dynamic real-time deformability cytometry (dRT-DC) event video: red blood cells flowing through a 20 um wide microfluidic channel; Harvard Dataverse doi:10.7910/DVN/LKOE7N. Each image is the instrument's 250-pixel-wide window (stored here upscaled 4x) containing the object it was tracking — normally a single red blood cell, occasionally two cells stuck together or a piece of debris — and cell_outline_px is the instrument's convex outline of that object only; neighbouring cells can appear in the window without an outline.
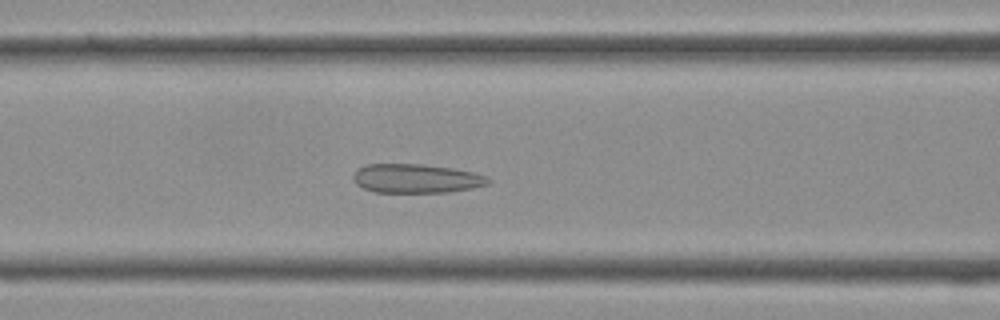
{"species": "Egyptian fruit bat (a non-hibernating species)", "species_latin": "Rousettus aegyptiacus", "temperature_condition": "cold", "stored_images_in_passage": 38, "camera_frame_rate_fps": 3000, "um_per_image_px": 0.085, "frame": {"image": 1, "passage_image": 15, "time_ms": 4.667, "image_size_px": [1000, 320], "cell_outline_px": [[492, 180], [488, 184], [472, 188], [448, 192], [376, 192], [364, 188], [356, 184], [352, 180], [352, 176], [360, 168], [368, 164], [424, 164], [452, 168], [472, 172], [488, 176]], "centroid_in_image_um": [35.4, 15.17], "position_along_channel_um": 131.2, "area_um2": 22.77}}
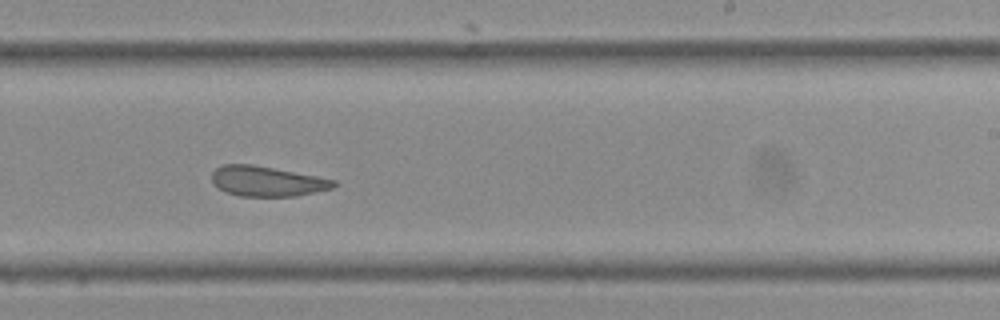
{"frame": {"image": 2, "passage_image": 23, "time_ms": 7.333, "image_size_px": [1000, 320], "cell_outline_px": [[340, 184], [332, 188], [296, 196], [240, 196], [224, 192], [212, 184], [212, 172], [216, 168], [224, 164], [252, 164], [316, 176], [336, 180]], "centroid_in_image_um": [22.68, 15.41], "position_along_channel_um": 266.3, "area_um2": 21.44}}
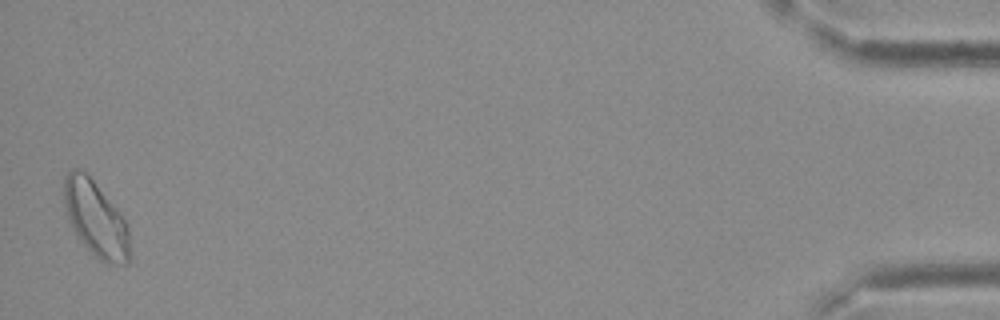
{"frame": {"image": 3, "passage_image": 38, "time_ms": 12.333, "image_size_px": [1000, 320], "cell_outline_px": [[128, 264], [108, 264], [100, 260], [80, 240], [72, 228], [68, 220], [64, 204], [64, 176], [72, 168], [80, 168], [92, 180], [116, 208], [124, 220], [128, 228]], "centroid_in_image_um": [8.1, 18.59], "position_along_channel_um": 427.1, "area_um2": 28.32}}